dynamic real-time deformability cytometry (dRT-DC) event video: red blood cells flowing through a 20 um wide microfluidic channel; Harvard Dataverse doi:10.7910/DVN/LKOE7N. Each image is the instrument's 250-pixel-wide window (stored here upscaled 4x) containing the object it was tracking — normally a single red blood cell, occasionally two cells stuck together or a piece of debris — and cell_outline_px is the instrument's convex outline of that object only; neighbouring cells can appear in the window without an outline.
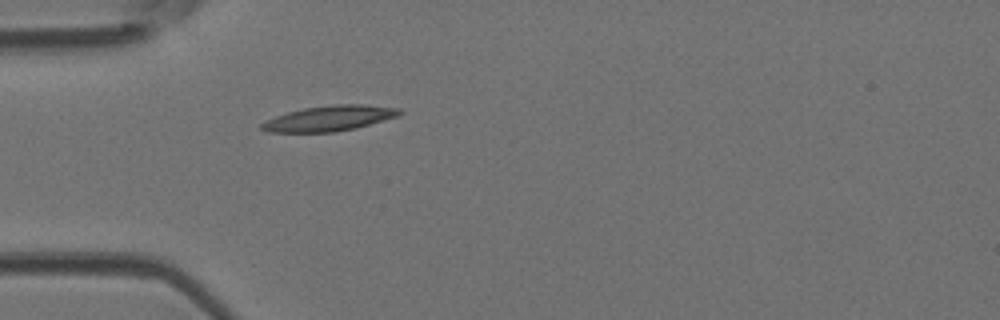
{"species": "Egyptian fruit bat (a non-hibernating species)", "species_latin": "Rousettus aegyptiacus", "temperature_condition": "room temperature", "stored_images_in_passage": 1, "camera_frame_rate_fps": 3000, "um_per_image_px": 0.085, "animal": {"sex": "female"}, "frame": {"image": 1, "passage_image": 1, "time_ms": 0.0, "image_size_px": [1000, 320], "cell_outline_px": [[404, 112], [396, 116], [356, 128], [336, 132], [268, 132], [260, 128], [260, 124], [264, 120], [288, 112], [304, 108], [332, 104], [364, 104], [400, 108]], "centroid_in_image_um": [27.97, 10.05], "position_along_channel_um": 57.0, "area_um2": 20.4}}